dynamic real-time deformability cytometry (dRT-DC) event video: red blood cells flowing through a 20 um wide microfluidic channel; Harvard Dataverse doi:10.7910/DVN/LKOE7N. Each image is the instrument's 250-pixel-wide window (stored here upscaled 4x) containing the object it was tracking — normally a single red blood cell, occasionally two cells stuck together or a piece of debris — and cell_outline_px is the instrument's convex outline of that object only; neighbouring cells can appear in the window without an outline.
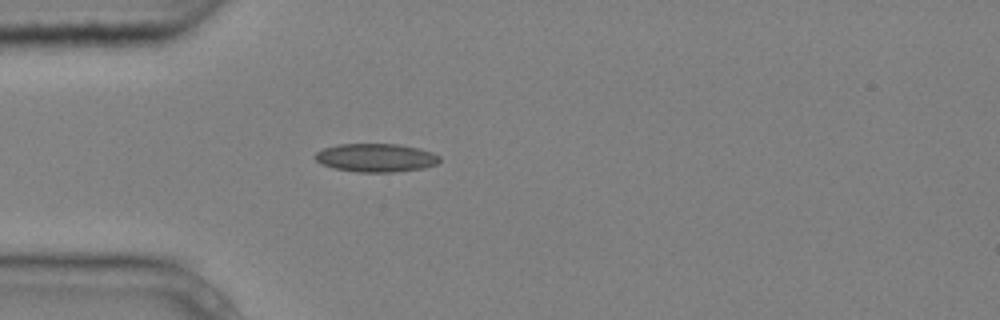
{"species": "common noctule bat (a hibernating species)", "species_latin": "Nyctalus noctula", "temperature_condition": "cold", "stored_images_in_passage": 1, "camera_frame_rate_fps": 3000, "um_per_image_px": 0.085, "animal": {"sex": "male", "body_mass_g": 20.4}, "frame": {"image": 1, "passage_image": 1, "time_ms": 0.0, "image_size_px": [1000, 320], "cell_outline_px": [[440, 160], [436, 164], [424, 168], [392, 172], [356, 172], [336, 168], [320, 164], [312, 156], [316, 152], [324, 148], [340, 144], [400, 144], [420, 148], [432, 152], [440, 156]], "centroid_in_image_um": [31.95, 13.4], "position_along_channel_um": 53.0, "area_um2": 20.69}}